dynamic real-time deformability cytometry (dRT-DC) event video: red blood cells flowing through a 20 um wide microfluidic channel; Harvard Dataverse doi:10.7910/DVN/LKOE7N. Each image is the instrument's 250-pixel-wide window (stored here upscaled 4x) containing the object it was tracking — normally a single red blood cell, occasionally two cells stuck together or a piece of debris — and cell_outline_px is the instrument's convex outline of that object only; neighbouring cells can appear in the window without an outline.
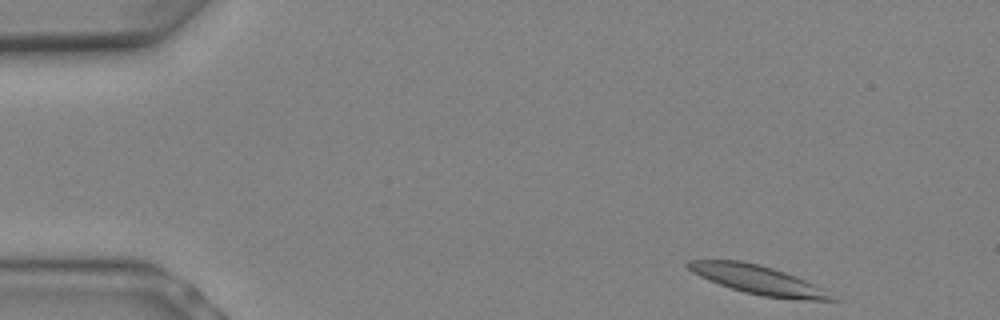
{"species": "Egyptian fruit bat (a non-hibernating species)", "species_latin": "Rousettus aegyptiacus", "temperature_condition": "warm", "stored_images_in_passage": 6, "camera_frame_rate_fps": 3000, "um_per_image_px": 0.085, "animal": {"sex": "female"}, "frame": {"image": 1, "passage_image": 1, "time_ms": 0.0, "image_size_px": [1000, 320], "cell_outline_px": [[844, 300], [808, 300], [764, 296], [744, 292], [708, 280], [692, 272], [684, 264], [688, 260], [740, 260], [772, 268], [784, 272], [804, 280]], "centroid_in_image_um": [64.41, 23.78], "position_along_channel_um": 20.6, "area_um2": 23.64}}
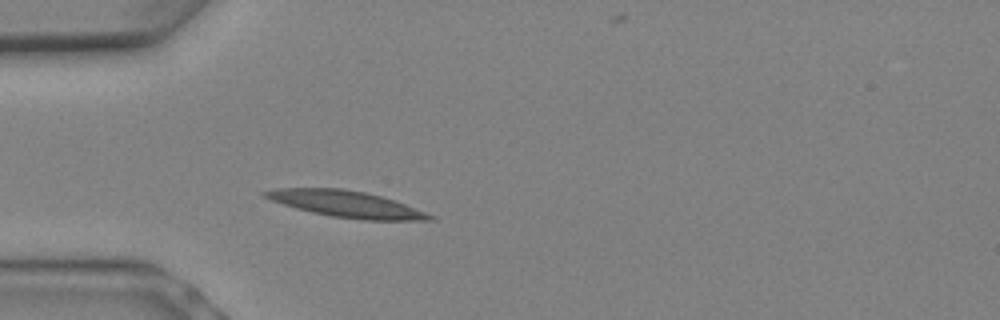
{"frame": {"image": 2, "passage_image": 5, "time_ms": 1.333, "image_size_px": [1000, 320], "cell_outline_px": [[436, 220], [360, 220], [332, 216], [312, 212], [296, 208], [272, 200], [264, 196], [260, 192], [276, 188], [340, 188], [364, 192], [380, 196], [404, 204], [436, 216]], "centroid_in_image_um": [29.43, 17.35], "position_along_channel_um": 55.6, "area_um2": 25.03}}